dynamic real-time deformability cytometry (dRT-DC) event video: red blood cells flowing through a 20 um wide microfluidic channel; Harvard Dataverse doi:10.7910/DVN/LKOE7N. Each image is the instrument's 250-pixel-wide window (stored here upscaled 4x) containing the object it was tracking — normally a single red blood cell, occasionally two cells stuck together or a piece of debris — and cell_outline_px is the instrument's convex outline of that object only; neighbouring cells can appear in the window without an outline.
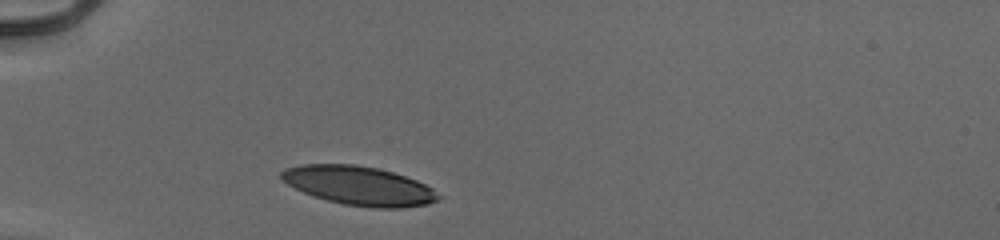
{"species": "human", "species_latin": "Homo sapiens", "temperature_condition": "cold", "stored_images_in_passage": 32, "camera_frame_rate_fps": 3000, "um_per_image_px": 0.085, "donor": {"sex": "male"}, "frame": {"image": 1, "passage_image": 1, "time_ms": 0.0, "image_size_px": [1000, 240], "cell_outline_px": [[440, 200], [428, 204], [400, 208], [376, 208], [344, 204], [328, 200], [304, 192], [288, 184], [280, 176], [280, 172], [288, 168], [300, 164], [356, 164], [376, 168], [392, 172], [416, 180], [432, 188], [440, 196]], "centroid_in_image_um": [30.54, 15.78], "position_along_channel_um": 54.5, "area_um2": 35.26}}
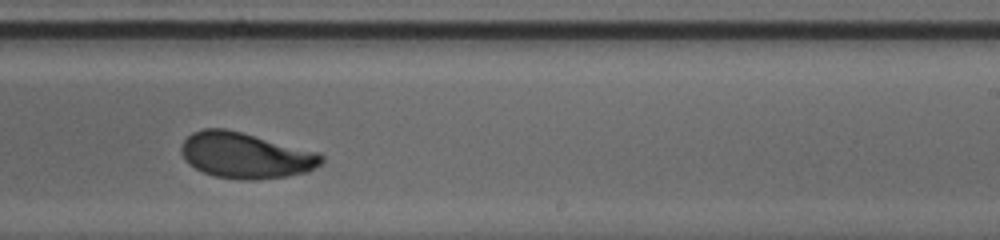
{"frame": {"image": 2, "passage_image": 19, "time_ms": 6.0, "image_size_px": [1000, 240], "cell_outline_px": [[324, 160], [320, 164], [308, 172], [288, 176], [252, 180], [240, 180], [216, 176], [204, 172], [188, 164], [184, 160], [180, 152], [180, 148], [184, 140], [192, 132], [204, 128], [224, 128], [320, 152], [324, 156]], "centroid_in_image_um": [20.87, 13.21], "position_along_channel_um": 268.1, "area_um2": 37.51}}
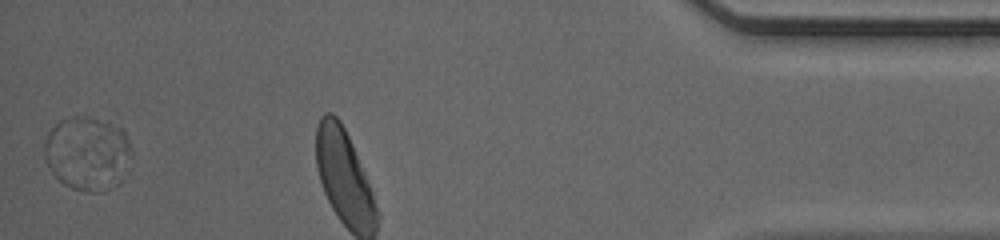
{"frame": {"image": 3, "passage_image": 32, "time_ms": 10.333, "image_size_px": [1000, 240], "cell_outline_px": [[132, 172], [120, 184], [104, 192], [88, 192], [72, 188], [64, 184], [52, 172], [44, 160], [44, 144], [48, 132], [60, 120], [72, 116], [96, 120], [120, 128], [124, 132], [132, 152]], "centroid_in_image_um": [7.49, 13.12], "position_along_channel_um": 427.7, "area_um2": 38.03}, "authors_computed_cell_mechanics": {"area_um2": 36.9342, "velocity_mm_per_s": 3.9282, "shape_relaxation_time_tau1_ms": 2.4778, "shape_relaxation_time_tau2_ms": 1.5556, "deformation_change_tau1": 0.1353, "deformation_change_tau2": 0.069}}